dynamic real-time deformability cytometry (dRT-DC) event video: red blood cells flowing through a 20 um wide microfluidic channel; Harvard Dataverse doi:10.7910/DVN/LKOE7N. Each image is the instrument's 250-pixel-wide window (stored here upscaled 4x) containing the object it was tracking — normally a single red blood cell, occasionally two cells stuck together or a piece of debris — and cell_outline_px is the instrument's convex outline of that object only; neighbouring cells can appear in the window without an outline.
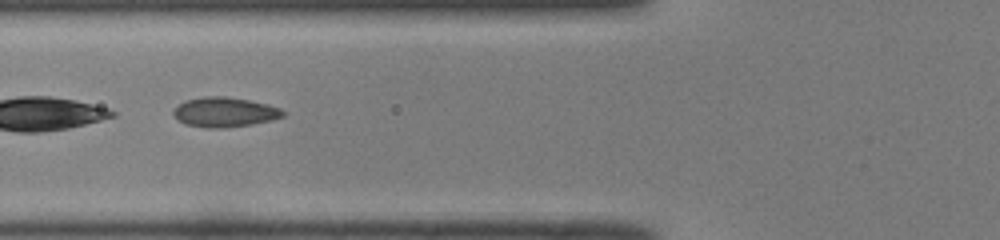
{"species": "common noctule bat (a hibernating species)", "species_latin": "Nyctalus noctula", "temperature_condition": "room temperature", "stored_images_in_passage": 49, "camera_frame_rate_fps": 3000, "um_per_image_px": 0.085, "animal": {"sex": "male", "body_mass_g": 19.0, "forearm_length_mm": 50.8}, "frame": {"image": 1, "passage_image": 19, "time_ms": 6.0, "image_size_px": [1000, 240], "cell_outline_px": [[284, 116], [272, 120], [252, 124], [224, 128], [208, 128], [184, 124], [172, 112], [180, 104], [188, 100], [204, 96], [224, 96], [248, 100], [268, 104], [280, 108], [284, 112]], "centroid_in_image_um": [19.12, 9.53], "position_along_channel_um": 106.7, "area_um2": 18.79}}
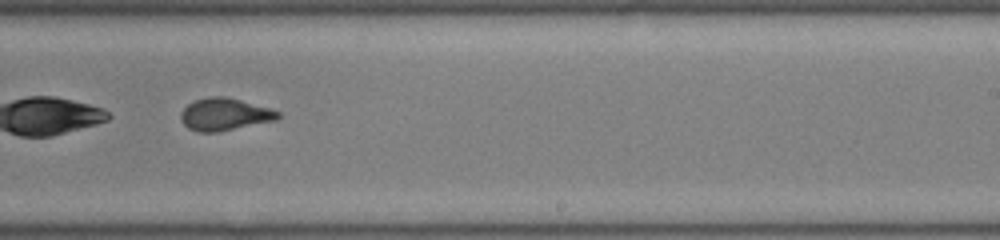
{"frame": {"image": 2, "passage_image": 31, "time_ms": 10.0, "image_size_px": [1000, 240], "cell_outline_px": [[280, 116], [276, 120], [216, 132], [196, 132], [188, 128], [180, 120], [180, 112], [188, 104], [196, 100], [212, 96], [224, 96], [240, 100], [268, 108], [280, 112]], "centroid_in_image_um": [19.05, 9.72], "position_along_channel_um": 269.9, "area_um2": 18.09}}
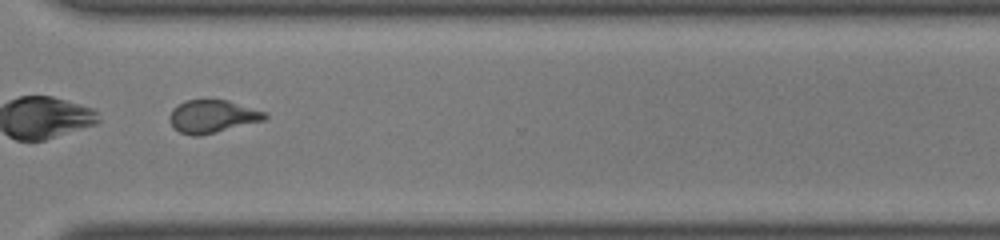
{"frame": {"image": 3, "passage_image": 37, "time_ms": 12.0, "image_size_px": [1000, 240], "cell_outline_px": [[268, 116], [264, 120], [200, 136], [192, 136], [180, 132], [168, 120], [168, 116], [172, 108], [184, 100], [228, 100], [268, 112]], "centroid_in_image_um": [18.05, 9.88], "position_along_channel_um": 352.5, "area_um2": 18.32}}